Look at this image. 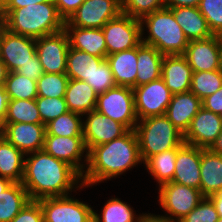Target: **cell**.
Here are the masks:
<instances>
[{
    "label": "cell",
    "instance_id": "cell-1",
    "mask_svg": "<svg viewBox=\"0 0 222 222\" xmlns=\"http://www.w3.org/2000/svg\"><path fill=\"white\" fill-rule=\"evenodd\" d=\"M28 155L30 156L24 159V175L21 184L26 189L30 200L66 196L74 187L82 189L83 183L80 182L82 175L67 162L56 159L44 150ZM78 183L79 186H75Z\"/></svg>",
    "mask_w": 222,
    "mask_h": 222
},
{
    "label": "cell",
    "instance_id": "cell-2",
    "mask_svg": "<svg viewBox=\"0 0 222 222\" xmlns=\"http://www.w3.org/2000/svg\"><path fill=\"white\" fill-rule=\"evenodd\" d=\"M142 163L138 139L134 130L120 138L92 147L88 151V163L82 175L83 186H92L117 177Z\"/></svg>",
    "mask_w": 222,
    "mask_h": 222
},
{
    "label": "cell",
    "instance_id": "cell-3",
    "mask_svg": "<svg viewBox=\"0 0 222 222\" xmlns=\"http://www.w3.org/2000/svg\"><path fill=\"white\" fill-rule=\"evenodd\" d=\"M2 20L8 31L35 39L60 32L65 26L54 2L13 9Z\"/></svg>",
    "mask_w": 222,
    "mask_h": 222
},
{
    "label": "cell",
    "instance_id": "cell-4",
    "mask_svg": "<svg viewBox=\"0 0 222 222\" xmlns=\"http://www.w3.org/2000/svg\"><path fill=\"white\" fill-rule=\"evenodd\" d=\"M141 35L145 27L149 34L141 38L143 44L155 47L163 55H183L189 40L175 21L170 8L164 7L140 20ZM145 25V26H144Z\"/></svg>",
    "mask_w": 222,
    "mask_h": 222
},
{
    "label": "cell",
    "instance_id": "cell-5",
    "mask_svg": "<svg viewBox=\"0 0 222 222\" xmlns=\"http://www.w3.org/2000/svg\"><path fill=\"white\" fill-rule=\"evenodd\" d=\"M134 131L143 163L151 156L185 144L184 134L165 115L138 120Z\"/></svg>",
    "mask_w": 222,
    "mask_h": 222
},
{
    "label": "cell",
    "instance_id": "cell-6",
    "mask_svg": "<svg viewBox=\"0 0 222 222\" xmlns=\"http://www.w3.org/2000/svg\"><path fill=\"white\" fill-rule=\"evenodd\" d=\"M95 110L128 130H134L138 122L135 112L133 88L116 85L97 97Z\"/></svg>",
    "mask_w": 222,
    "mask_h": 222
},
{
    "label": "cell",
    "instance_id": "cell-7",
    "mask_svg": "<svg viewBox=\"0 0 222 222\" xmlns=\"http://www.w3.org/2000/svg\"><path fill=\"white\" fill-rule=\"evenodd\" d=\"M159 203L170 216H164L171 221L179 222L189 214L204 198L196 188L167 182L159 186Z\"/></svg>",
    "mask_w": 222,
    "mask_h": 222
},
{
    "label": "cell",
    "instance_id": "cell-8",
    "mask_svg": "<svg viewBox=\"0 0 222 222\" xmlns=\"http://www.w3.org/2000/svg\"><path fill=\"white\" fill-rule=\"evenodd\" d=\"M107 55L126 51L137 47L141 43V23L127 14L120 13L108 21L103 27Z\"/></svg>",
    "mask_w": 222,
    "mask_h": 222
},
{
    "label": "cell",
    "instance_id": "cell-9",
    "mask_svg": "<svg viewBox=\"0 0 222 222\" xmlns=\"http://www.w3.org/2000/svg\"><path fill=\"white\" fill-rule=\"evenodd\" d=\"M43 211L44 222H94V210L70 195L37 200Z\"/></svg>",
    "mask_w": 222,
    "mask_h": 222
},
{
    "label": "cell",
    "instance_id": "cell-10",
    "mask_svg": "<svg viewBox=\"0 0 222 222\" xmlns=\"http://www.w3.org/2000/svg\"><path fill=\"white\" fill-rule=\"evenodd\" d=\"M133 93L138 120L165 115L173 96L161 77L147 84L134 87Z\"/></svg>",
    "mask_w": 222,
    "mask_h": 222
},
{
    "label": "cell",
    "instance_id": "cell-11",
    "mask_svg": "<svg viewBox=\"0 0 222 222\" xmlns=\"http://www.w3.org/2000/svg\"><path fill=\"white\" fill-rule=\"evenodd\" d=\"M121 12V0H85L65 21V26L102 28Z\"/></svg>",
    "mask_w": 222,
    "mask_h": 222
},
{
    "label": "cell",
    "instance_id": "cell-12",
    "mask_svg": "<svg viewBox=\"0 0 222 222\" xmlns=\"http://www.w3.org/2000/svg\"><path fill=\"white\" fill-rule=\"evenodd\" d=\"M69 38L63 29L60 32L36 38V55L44 73H66Z\"/></svg>",
    "mask_w": 222,
    "mask_h": 222
},
{
    "label": "cell",
    "instance_id": "cell-13",
    "mask_svg": "<svg viewBox=\"0 0 222 222\" xmlns=\"http://www.w3.org/2000/svg\"><path fill=\"white\" fill-rule=\"evenodd\" d=\"M36 55V39L12 33L6 28L0 34V59L9 72H16Z\"/></svg>",
    "mask_w": 222,
    "mask_h": 222
},
{
    "label": "cell",
    "instance_id": "cell-14",
    "mask_svg": "<svg viewBox=\"0 0 222 222\" xmlns=\"http://www.w3.org/2000/svg\"><path fill=\"white\" fill-rule=\"evenodd\" d=\"M83 120V139L87 151L92 147L107 143L125 135L129 130L115 120L97 112L90 111Z\"/></svg>",
    "mask_w": 222,
    "mask_h": 222
},
{
    "label": "cell",
    "instance_id": "cell-15",
    "mask_svg": "<svg viewBox=\"0 0 222 222\" xmlns=\"http://www.w3.org/2000/svg\"><path fill=\"white\" fill-rule=\"evenodd\" d=\"M43 150L55 157L63 160L75 168L81 175L88 163V151L86 149L83 136L64 137L56 135H45ZM84 152H86L85 155ZM85 156L84 164H81L82 157Z\"/></svg>",
    "mask_w": 222,
    "mask_h": 222
},
{
    "label": "cell",
    "instance_id": "cell-16",
    "mask_svg": "<svg viewBox=\"0 0 222 222\" xmlns=\"http://www.w3.org/2000/svg\"><path fill=\"white\" fill-rule=\"evenodd\" d=\"M222 131V115L201 107L184 134L185 144L209 149Z\"/></svg>",
    "mask_w": 222,
    "mask_h": 222
},
{
    "label": "cell",
    "instance_id": "cell-17",
    "mask_svg": "<svg viewBox=\"0 0 222 222\" xmlns=\"http://www.w3.org/2000/svg\"><path fill=\"white\" fill-rule=\"evenodd\" d=\"M2 135L25 156L43 150L46 125L43 123H2Z\"/></svg>",
    "mask_w": 222,
    "mask_h": 222
},
{
    "label": "cell",
    "instance_id": "cell-18",
    "mask_svg": "<svg viewBox=\"0 0 222 222\" xmlns=\"http://www.w3.org/2000/svg\"><path fill=\"white\" fill-rule=\"evenodd\" d=\"M183 56L193 72L219 70L220 36L189 41Z\"/></svg>",
    "mask_w": 222,
    "mask_h": 222
},
{
    "label": "cell",
    "instance_id": "cell-19",
    "mask_svg": "<svg viewBox=\"0 0 222 222\" xmlns=\"http://www.w3.org/2000/svg\"><path fill=\"white\" fill-rule=\"evenodd\" d=\"M201 148L184 144L178 151L172 182L200 190Z\"/></svg>",
    "mask_w": 222,
    "mask_h": 222
},
{
    "label": "cell",
    "instance_id": "cell-20",
    "mask_svg": "<svg viewBox=\"0 0 222 222\" xmlns=\"http://www.w3.org/2000/svg\"><path fill=\"white\" fill-rule=\"evenodd\" d=\"M192 73L183 55H164L161 78L173 95L190 91Z\"/></svg>",
    "mask_w": 222,
    "mask_h": 222
},
{
    "label": "cell",
    "instance_id": "cell-21",
    "mask_svg": "<svg viewBox=\"0 0 222 222\" xmlns=\"http://www.w3.org/2000/svg\"><path fill=\"white\" fill-rule=\"evenodd\" d=\"M202 107V101L191 91L174 94L165 116L183 134L189 129L193 117Z\"/></svg>",
    "mask_w": 222,
    "mask_h": 222
},
{
    "label": "cell",
    "instance_id": "cell-22",
    "mask_svg": "<svg viewBox=\"0 0 222 222\" xmlns=\"http://www.w3.org/2000/svg\"><path fill=\"white\" fill-rule=\"evenodd\" d=\"M69 38V46L85 51L96 57L106 58L107 47L102 28H79L64 26Z\"/></svg>",
    "mask_w": 222,
    "mask_h": 222
},
{
    "label": "cell",
    "instance_id": "cell-23",
    "mask_svg": "<svg viewBox=\"0 0 222 222\" xmlns=\"http://www.w3.org/2000/svg\"><path fill=\"white\" fill-rule=\"evenodd\" d=\"M200 178L204 197L222 191V155L201 148Z\"/></svg>",
    "mask_w": 222,
    "mask_h": 222
},
{
    "label": "cell",
    "instance_id": "cell-24",
    "mask_svg": "<svg viewBox=\"0 0 222 222\" xmlns=\"http://www.w3.org/2000/svg\"><path fill=\"white\" fill-rule=\"evenodd\" d=\"M116 85L134 88L137 75V47L106 56Z\"/></svg>",
    "mask_w": 222,
    "mask_h": 222
},
{
    "label": "cell",
    "instance_id": "cell-25",
    "mask_svg": "<svg viewBox=\"0 0 222 222\" xmlns=\"http://www.w3.org/2000/svg\"><path fill=\"white\" fill-rule=\"evenodd\" d=\"M175 21L182 28L186 38L191 40H203L213 36L205 17L198 7L170 8Z\"/></svg>",
    "mask_w": 222,
    "mask_h": 222
},
{
    "label": "cell",
    "instance_id": "cell-26",
    "mask_svg": "<svg viewBox=\"0 0 222 222\" xmlns=\"http://www.w3.org/2000/svg\"><path fill=\"white\" fill-rule=\"evenodd\" d=\"M97 97L98 95L87 82L69 79L64 97L69 111L84 116L95 110Z\"/></svg>",
    "mask_w": 222,
    "mask_h": 222
},
{
    "label": "cell",
    "instance_id": "cell-27",
    "mask_svg": "<svg viewBox=\"0 0 222 222\" xmlns=\"http://www.w3.org/2000/svg\"><path fill=\"white\" fill-rule=\"evenodd\" d=\"M164 55L155 47L143 44L137 46L136 86L147 84L161 77Z\"/></svg>",
    "mask_w": 222,
    "mask_h": 222
},
{
    "label": "cell",
    "instance_id": "cell-28",
    "mask_svg": "<svg viewBox=\"0 0 222 222\" xmlns=\"http://www.w3.org/2000/svg\"><path fill=\"white\" fill-rule=\"evenodd\" d=\"M24 159L25 155L1 135L0 176L12 183H21L24 175Z\"/></svg>",
    "mask_w": 222,
    "mask_h": 222
},
{
    "label": "cell",
    "instance_id": "cell-29",
    "mask_svg": "<svg viewBox=\"0 0 222 222\" xmlns=\"http://www.w3.org/2000/svg\"><path fill=\"white\" fill-rule=\"evenodd\" d=\"M105 58L96 57L85 51L76 50L69 47L66 61V75L69 79L82 80L89 79L96 67Z\"/></svg>",
    "mask_w": 222,
    "mask_h": 222
},
{
    "label": "cell",
    "instance_id": "cell-30",
    "mask_svg": "<svg viewBox=\"0 0 222 222\" xmlns=\"http://www.w3.org/2000/svg\"><path fill=\"white\" fill-rule=\"evenodd\" d=\"M29 201L23 185L12 183L0 193V222H11Z\"/></svg>",
    "mask_w": 222,
    "mask_h": 222
},
{
    "label": "cell",
    "instance_id": "cell-31",
    "mask_svg": "<svg viewBox=\"0 0 222 222\" xmlns=\"http://www.w3.org/2000/svg\"><path fill=\"white\" fill-rule=\"evenodd\" d=\"M180 148L166 150L154 156H151L144 164L159 186L171 182L175 172V162L177 151Z\"/></svg>",
    "mask_w": 222,
    "mask_h": 222
},
{
    "label": "cell",
    "instance_id": "cell-32",
    "mask_svg": "<svg viewBox=\"0 0 222 222\" xmlns=\"http://www.w3.org/2000/svg\"><path fill=\"white\" fill-rule=\"evenodd\" d=\"M3 123H43L35 99H9Z\"/></svg>",
    "mask_w": 222,
    "mask_h": 222
},
{
    "label": "cell",
    "instance_id": "cell-33",
    "mask_svg": "<svg viewBox=\"0 0 222 222\" xmlns=\"http://www.w3.org/2000/svg\"><path fill=\"white\" fill-rule=\"evenodd\" d=\"M83 115L68 111L46 124V135L83 136Z\"/></svg>",
    "mask_w": 222,
    "mask_h": 222
},
{
    "label": "cell",
    "instance_id": "cell-34",
    "mask_svg": "<svg viewBox=\"0 0 222 222\" xmlns=\"http://www.w3.org/2000/svg\"><path fill=\"white\" fill-rule=\"evenodd\" d=\"M135 211L130 205L121 201L118 198H112L104 205L102 213L97 214L94 211V222H137L140 215L137 217L134 214Z\"/></svg>",
    "mask_w": 222,
    "mask_h": 222
},
{
    "label": "cell",
    "instance_id": "cell-35",
    "mask_svg": "<svg viewBox=\"0 0 222 222\" xmlns=\"http://www.w3.org/2000/svg\"><path fill=\"white\" fill-rule=\"evenodd\" d=\"M9 99H36L37 81L29 79L18 72H9L4 84Z\"/></svg>",
    "mask_w": 222,
    "mask_h": 222
},
{
    "label": "cell",
    "instance_id": "cell-36",
    "mask_svg": "<svg viewBox=\"0 0 222 222\" xmlns=\"http://www.w3.org/2000/svg\"><path fill=\"white\" fill-rule=\"evenodd\" d=\"M222 87V72L220 70L193 72L190 91L201 101Z\"/></svg>",
    "mask_w": 222,
    "mask_h": 222
},
{
    "label": "cell",
    "instance_id": "cell-37",
    "mask_svg": "<svg viewBox=\"0 0 222 222\" xmlns=\"http://www.w3.org/2000/svg\"><path fill=\"white\" fill-rule=\"evenodd\" d=\"M68 81L66 73H43L37 80V94L39 97H65Z\"/></svg>",
    "mask_w": 222,
    "mask_h": 222
},
{
    "label": "cell",
    "instance_id": "cell-38",
    "mask_svg": "<svg viewBox=\"0 0 222 222\" xmlns=\"http://www.w3.org/2000/svg\"><path fill=\"white\" fill-rule=\"evenodd\" d=\"M164 7L166 0H121L122 13L138 20Z\"/></svg>",
    "mask_w": 222,
    "mask_h": 222
},
{
    "label": "cell",
    "instance_id": "cell-39",
    "mask_svg": "<svg viewBox=\"0 0 222 222\" xmlns=\"http://www.w3.org/2000/svg\"><path fill=\"white\" fill-rule=\"evenodd\" d=\"M35 101L44 125L69 111L64 97L49 98L37 96Z\"/></svg>",
    "mask_w": 222,
    "mask_h": 222
},
{
    "label": "cell",
    "instance_id": "cell-40",
    "mask_svg": "<svg viewBox=\"0 0 222 222\" xmlns=\"http://www.w3.org/2000/svg\"><path fill=\"white\" fill-rule=\"evenodd\" d=\"M198 8L212 34L222 36V0H201Z\"/></svg>",
    "mask_w": 222,
    "mask_h": 222
},
{
    "label": "cell",
    "instance_id": "cell-41",
    "mask_svg": "<svg viewBox=\"0 0 222 222\" xmlns=\"http://www.w3.org/2000/svg\"><path fill=\"white\" fill-rule=\"evenodd\" d=\"M97 95L103 94L110 88L116 86L113 73L106 59L95 68L89 79H85Z\"/></svg>",
    "mask_w": 222,
    "mask_h": 222
},
{
    "label": "cell",
    "instance_id": "cell-42",
    "mask_svg": "<svg viewBox=\"0 0 222 222\" xmlns=\"http://www.w3.org/2000/svg\"><path fill=\"white\" fill-rule=\"evenodd\" d=\"M219 214L209 197H204L199 204L179 222H217Z\"/></svg>",
    "mask_w": 222,
    "mask_h": 222
},
{
    "label": "cell",
    "instance_id": "cell-43",
    "mask_svg": "<svg viewBox=\"0 0 222 222\" xmlns=\"http://www.w3.org/2000/svg\"><path fill=\"white\" fill-rule=\"evenodd\" d=\"M11 222H44L40 203L37 200H30Z\"/></svg>",
    "mask_w": 222,
    "mask_h": 222
},
{
    "label": "cell",
    "instance_id": "cell-44",
    "mask_svg": "<svg viewBox=\"0 0 222 222\" xmlns=\"http://www.w3.org/2000/svg\"><path fill=\"white\" fill-rule=\"evenodd\" d=\"M16 72L29 79L37 81L43 75L44 70L38 56L35 55L30 62L21 66Z\"/></svg>",
    "mask_w": 222,
    "mask_h": 222
},
{
    "label": "cell",
    "instance_id": "cell-45",
    "mask_svg": "<svg viewBox=\"0 0 222 222\" xmlns=\"http://www.w3.org/2000/svg\"><path fill=\"white\" fill-rule=\"evenodd\" d=\"M85 0H53L60 16L67 21Z\"/></svg>",
    "mask_w": 222,
    "mask_h": 222
},
{
    "label": "cell",
    "instance_id": "cell-46",
    "mask_svg": "<svg viewBox=\"0 0 222 222\" xmlns=\"http://www.w3.org/2000/svg\"><path fill=\"white\" fill-rule=\"evenodd\" d=\"M44 2H53V0H6V2L0 7V18L3 19L13 9Z\"/></svg>",
    "mask_w": 222,
    "mask_h": 222
},
{
    "label": "cell",
    "instance_id": "cell-47",
    "mask_svg": "<svg viewBox=\"0 0 222 222\" xmlns=\"http://www.w3.org/2000/svg\"><path fill=\"white\" fill-rule=\"evenodd\" d=\"M202 107L213 113L222 115V87L202 100Z\"/></svg>",
    "mask_w": 222,
    "mask_h": 222
},
{
    "label": "cell",
    "instance_id": "cell-48",
    "mask_svg": "<svg viewBox=\"0 0 222 222\" xmlns=\"http://www.w3.org/2000/svg\"><path fill=\"white\" fill-rule=\"evenodd\" d=\"M9 97L5 91L4 85H0V123L2 124L7 115Z\"/></svg>",
    "mask_w": 222,
    "mask_h": 222
},
{
    "label": "cell",
    "instance_id": "cell-49",
    "mask_svg": "<svg viewBox=\"0 0 222 222\" xmlns=\"http://www.w3.org/2000/svg\"><path fill=\"white\" fill-rule=\"evenodd\" d=\"M201 0H166L167 8L198 7Z\"/></svg>",
    "mask_w": 222,
    "mask_h": 222
},
{
    "label": "cell",
    "instance_id": "cell-50",
    "mask_svg": "<svg viewBox=\"0 0 222 222\" xmlns=\"http://www.w3.org/2000/svg\"><path fill=\"white\" fill-rule=\"evenodd\" d=\"M137 222H175L171 221L170 219L164 217L163 215H154V214H142L140 215V218L138 219Z\"/></svg>",
    "mask_w": 222,
    "mask_h": 222
},
{
    "label": "cell",
    "instance_id": "cell-51",
    "mask_svg": "<svg viewBox=\"0 0 222 222\" xmlns=\"http://www.w3.org/2000/svg\"><path fill=\"white\" fill-rule=\"evenodd\" d=\"M212 202L215 205L216 211L219 214V217H222V195L215 193L209 196Z\"/></svg>",
    "mask_w": 222,
    "mask_h": 222
},
{
    "label": "cell",
    "instance_id": "cell-52",
    "mask_svg": "<svg viewBox=\"0 0 222 222\" xmlns=\"http://www.w3.org/2000/svg\"><path fill=\"white\" fill-rule=\"evenodd\" d=\"M209 149L214 153L222 155V131Z\"/></svg>",
    "mask_w": 222,
    "mask_h": 222
},
{
    "label": "cell",
    "instance_id": "cell-53",
    "mask_svg": "<svg viewBox=\"0 0 222 222\" xmlns=\"http://www.w3.org/2000/svg\"><path fill=\"white\" fill-rule=\"evenodd\" d=\"M9 71L7 70L6 65L0 59V85H4L7 79Z\"/></svg>",
    "mask_w": 222,
    "mask_h": 222
},
{
    "label": "cell",
    "instance_id": "cell-54",
    "mask_svg": "<svg viewBox=\"0 0 222 222\" xmlns=\"http://www.w3.org/2000/svg\"><path fill=\"white\" fill-rule=\"evenodd\" d=\"M11 184L12 182L9 179L0 176V193L8 188Z\"/></svg>",
    "mask_w": 222,
    "mask_h": 222
},
{
    "label": "cell",
    "instance_id": "cell-55",
    "mask_svg": "<svg viewBox=\"0 0 222 222\" xmlns=\"http://www.w3.org/2000/svg\"><path fill=\"white\" fill-rule=\"evenodd\" d=\"M219 70L222 72V36H220Z\"/></svg>",
    "mask_w": 222,
    "mask_h": 222
},
{
    "label": "cell",
    "instance_id": "cell-56",
    "mask_svg": "<svg viewBox=\"0 0 222 222\" xmlns=\"http://www.w3.org/2000/svg\"><path fill=\"white\" fill-rule=\"evenodd\" d=\"M3 28H4L3 20L0 18V34Z\"/></svg>",
    "mask_w": 222,
    "mask_h": 222
},
{
    "label": "cell",
    "instance_id": "cell-57",
    "mask_svg": "<svg viewBox=\"0 0 222 222\" xmlns=\"http://www.w3.org/2000/svg\"><path fill=\"white\" fill-rule=\"evenodd\" d=\"M6 2V0H0V7Z\"/></svg>",
    "mask_w": 222,
    "mask_h": 222
},
{
    "label": "cell",
    "instance_id": "cell-58",
    "mask_svg": "<svg viewBox=\"0 0 222 222\" xmlns=\"http://www.w3.org/2000/svg\"><path fill=\"white\" fill-rule=\"evenodd\" d=\"M2 135V126H1V123H0V136Z\"/></svg>",
    "mask_w": 222,
    "mask_h": 222
},
{
    "label": "cell",
    "instance_id": "cell-59",
    "mask_svg": "<svg viewBox=\"0 0 222 222\" xmlns=\"http://www.w3.org/2000/svg\"><path fill=\"white\" fill-rule=\"evenodd\" d=\"M217 222H222V217H219V220Z\"/></svg>",
    "mask_w": 222,
    "mask_h": 222
}]
</instances>
